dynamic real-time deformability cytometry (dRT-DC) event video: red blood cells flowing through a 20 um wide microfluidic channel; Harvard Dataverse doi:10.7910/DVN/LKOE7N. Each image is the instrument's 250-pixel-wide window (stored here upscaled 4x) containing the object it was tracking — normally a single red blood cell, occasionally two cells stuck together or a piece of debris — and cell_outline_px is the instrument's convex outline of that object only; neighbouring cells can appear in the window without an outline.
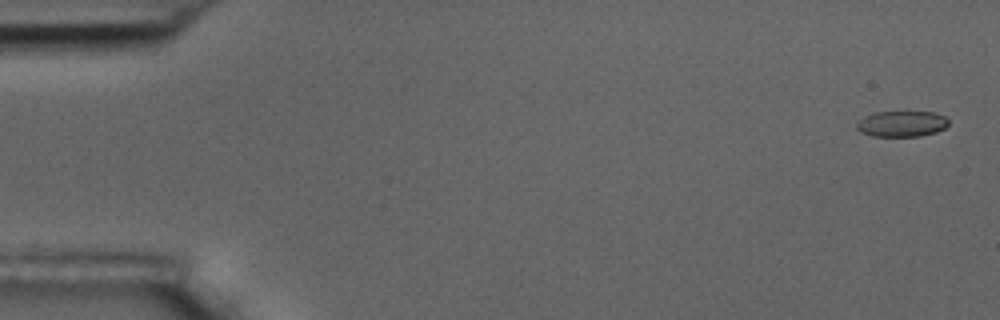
{"species": "common noctule bat (a hibernating species)", "species_latin": "Nyctalus noctula", "temperature_condition": "room temperature", "stored_images_in_passage": 5, "camera_frame_rate_fps": 3000, "um_per_image_px": 0.085, "animal": {"sex": "male", "body_mass_g": 17.5, "forearm_length_mm": 52.3}, "frame": {"image": 1, "passage_image": 1, "time_ms": 0.0, "image_size_px": [1000, 320], "cell_outline_px": [[948, 124], [944, 128], [936, 132], [920, 136], [872, 136], [860, 132], [856, 128], [856, 124], [864, 116], [876, 112], [936, 112], [944, 116], [948, 120]], "centroid_in_image_um": [76.64, 10.52], "position_along_channel_um": 8.4, "area_um2": 13.81}}
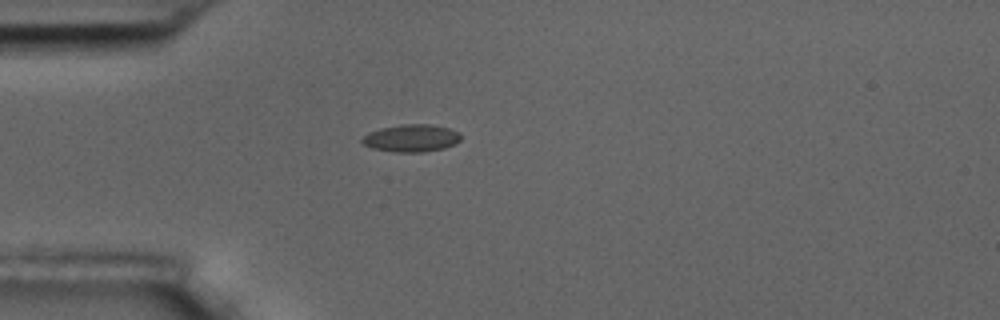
{"frame": {"image": 2, "passage_image": 5, "time_ms": 4.667, "image_size_px": [1000, 320], "cell_outline_px": [[460, 140], [456, 144], [444, 148], [424, 152], [396, 152], [372, 148], [364, 144], [360, 140], [368, 132], [380, 128], [400, 124], [428, 124], [448, 128], [460, 132]], "centroid_in_image_um": [34.97, 11.74], "position_along_channel_um": 50.0, "area_um2": 15.84}}